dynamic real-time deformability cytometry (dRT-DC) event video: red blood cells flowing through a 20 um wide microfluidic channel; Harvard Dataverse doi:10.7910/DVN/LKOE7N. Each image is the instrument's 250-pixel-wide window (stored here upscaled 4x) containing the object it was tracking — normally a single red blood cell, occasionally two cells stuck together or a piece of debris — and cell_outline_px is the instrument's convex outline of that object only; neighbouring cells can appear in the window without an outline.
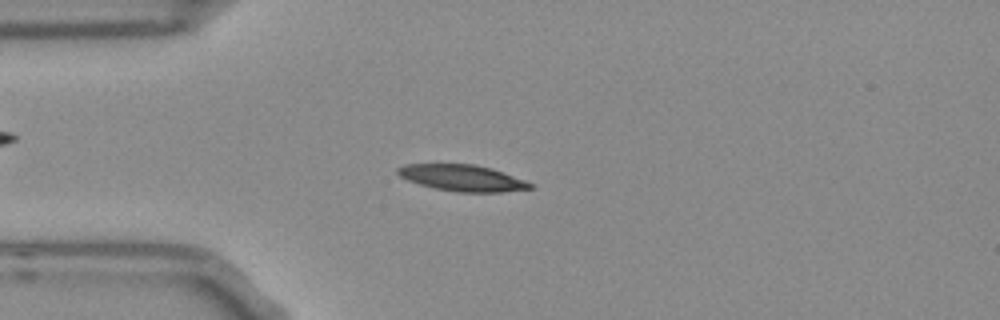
{"species": "Egyptian fruit bat (a non-hibernating species)", "species_latin": "Rousettus aegyptiacus", "temperature_condition": "room temperature", "stored_images_in_passage": 53, "camera_frame_rate_fps": 3000, "um_per_image_px": 0.085, "frame": {"image": 1, "passage_image": 13, "time_ms": 4.0, "image_size_px": [1000, 320], "cell_outline_px": [[532, 188], [500, 192], [460, 192], [436, 188], [420, 184], [408, 180], [400, 176], [396, 172], [396, 168], [404, 164], [476, 164], [492, 168], [524, 180], [532, 184]], "centroid_in_image_um": [39.27, 15.11], "position_along_channel_um": 45.7, "area_um2": 20.11}}
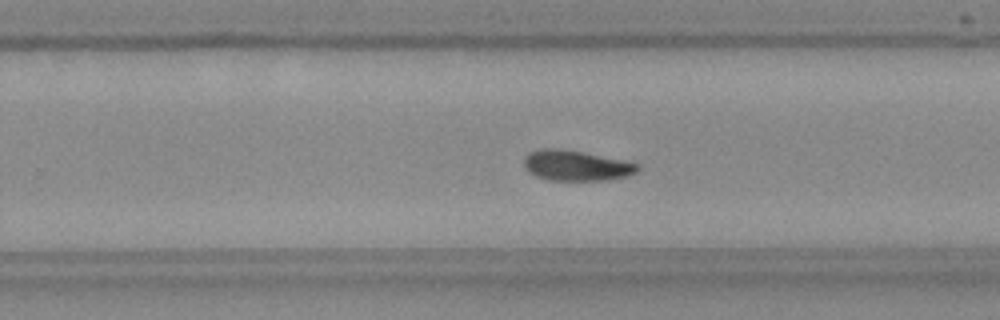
{"frame": {"image": 2, "passage_image": 33, "time_ms": 10.667, "image_size_px": [1000, 320], "cell_outline_px": [[640, 168], [636, 172], [624, 176], [608, 180], [548, 180], [536, 176], [528, 172], [524, 168], [524, 156], [528, 152], [544, 148], [556, 148], [580, 152], [620, 160], [636, 164]], "centroid_in_image_um": [48.88, 14.08], "position_along_channel_um": 280.9, "area_um2": 19.77}}
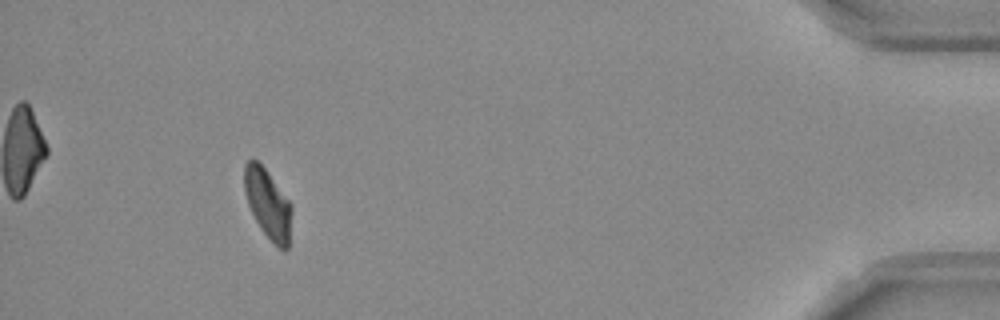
{"frame": {"image": 3, "passage_image": 49, "time_ms": 16.0, "image_size_px": [1000, 320], "cell_outline_px": [[292, 208], [288, 248], [280, 248], [260, 228], [248, 204], [244, 192], [244, 164], [248, 160], [256, 160], [264, 168], [292, 204]], "centroid_in_image_um": [22.76, 17.29], "position_along_channel_um": 412.4, "area_um2": 18.73}, "authors_computed_cell_mechanics": {"area_um2": 19.8254, "velocity_mm_per_s": 3.7365, "shape_relaxation_time_tau1_ms": 6.2093, "shape_relaxation_time_tau2_ms": 3.1277, "deformation_change_tau1": 0.1664, "deformation_change_tau2": 0.0754}}